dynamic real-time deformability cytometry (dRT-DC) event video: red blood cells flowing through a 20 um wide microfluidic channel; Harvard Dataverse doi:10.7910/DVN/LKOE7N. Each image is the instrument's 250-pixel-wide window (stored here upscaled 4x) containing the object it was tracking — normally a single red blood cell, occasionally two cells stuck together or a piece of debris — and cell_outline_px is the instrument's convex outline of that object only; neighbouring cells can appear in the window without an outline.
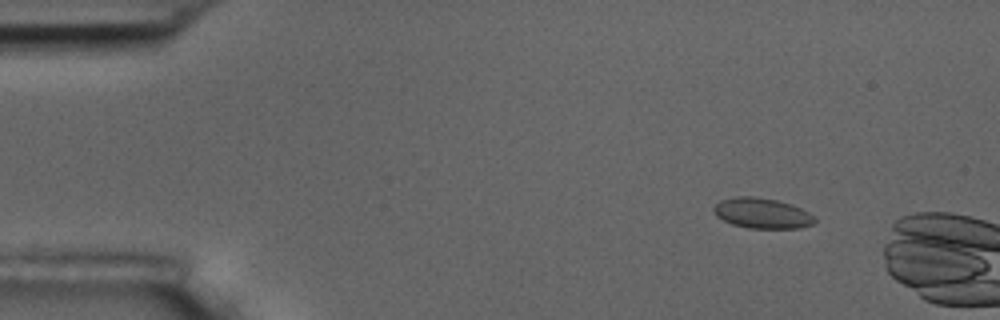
{"species": "common noctule bat (a hibernating species)", "species_latin": "Nyctalus noctula", "temperature_condition": "room temperature", "stored_images_in_passage": 4, "camera_frame_rate_fps": 3000, "um_per_image_px": 0.085, "animal": {"sex": "male", "body_mass_g": 17.5, "forearm_length_mm": 52.3}, "frame": {"image": 1, "passage_image": 1, "time_ms": 0.0, "image_size_px": [1000, 320], "cell_outline_px": [[816, 220], [812, 224], [800, 228], [748, 228], [732, 224], [716, 216], [712, 212], [712, 208], [720, 200], [736, 196], [752, 196], [776, 200], [792, 204], [816, 216]], "centroid_in_image_um": [64.76, 18.12], "position_along_channel_um": 20.2, "area_um2": 17.98}}